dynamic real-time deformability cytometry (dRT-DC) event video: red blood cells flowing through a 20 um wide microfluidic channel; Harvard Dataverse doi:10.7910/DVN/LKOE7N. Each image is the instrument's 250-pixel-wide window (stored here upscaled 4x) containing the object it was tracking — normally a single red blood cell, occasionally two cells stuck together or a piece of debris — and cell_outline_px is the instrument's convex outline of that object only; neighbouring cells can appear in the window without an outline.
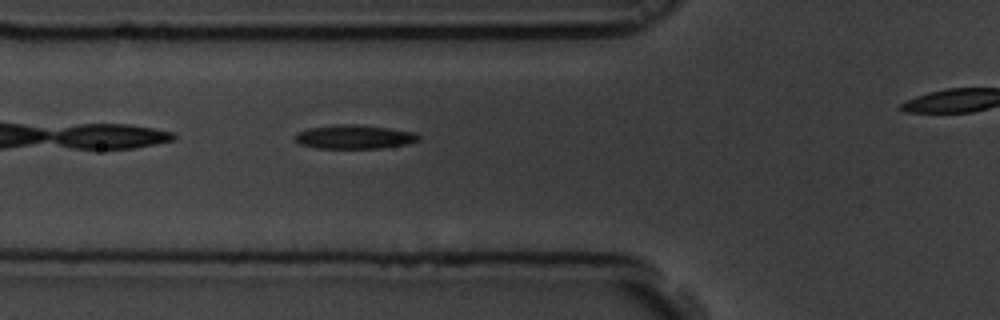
{"species": "common noctule bat (a hibernating species)", "species_latin": "Nyctalus noctula", "temperature_condition": "room temperature", "stored_images_in_passage": 7, "segment_of_instrument_passage": [1, 2], "camera_frame_rate_fps": 3000, "um_per_image_px": 0.085, "animal": {"sex": "male", "body_mass_g": 19.5, "forearm_length_mm": 54.6}, "frame": {"image": 1, "passage_image": 6, "time_ms": 1.667, "image_size_px": [1000, 320], "cell_outline_px": [[420, 140], [408, 144], [380, 148], [316, 148], [300, 144], [292, 136], [296, 132], [308, 128], [344, 124], [352, 124], [388, 128], [412, 132], [420, 136]], "centroid_in_image_um": [30.08, 11.64], "position_along_channel_um": 95.7, "area_um2": 17.11}}